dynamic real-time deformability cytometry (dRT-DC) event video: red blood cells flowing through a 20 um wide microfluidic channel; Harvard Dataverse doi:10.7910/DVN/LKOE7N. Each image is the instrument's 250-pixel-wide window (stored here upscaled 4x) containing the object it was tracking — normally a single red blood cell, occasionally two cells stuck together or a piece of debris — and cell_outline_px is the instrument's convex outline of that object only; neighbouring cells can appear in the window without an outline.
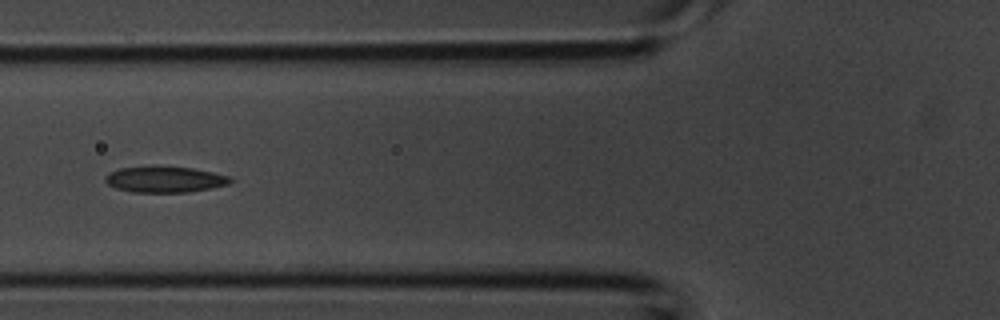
{"species": "common noctule bat (a hibernating species)", "species_latin": "Nyctalus noctula", "temperature_condition": "room temperature", "stored_images_in_passage": 3, "camera_frame_rate_fps": 3000, "um_per_image_px": 0.085, "animal": {"sex": "male", "body_mass_g": 20.1, "forearm_length_mm": 53.5}, "frame": {"image": 1, "passage_image": 3, "time_ms": 0.667, "image_size_px": [1000, 320], "cell_outline_px": [[232, 180], [228, 184], [212, 188], [188, 192], [132, 192], [116, 188], [108, 184], [104, 180], [104, 176], [120, 168], [152, 164], [156, 164], [192, 168], [212, 172], [228, 176]], "centroid_in_image_um": [13.97, 15.22], "position_along_channel_um": 111.8, "area_um2": 19.36}}